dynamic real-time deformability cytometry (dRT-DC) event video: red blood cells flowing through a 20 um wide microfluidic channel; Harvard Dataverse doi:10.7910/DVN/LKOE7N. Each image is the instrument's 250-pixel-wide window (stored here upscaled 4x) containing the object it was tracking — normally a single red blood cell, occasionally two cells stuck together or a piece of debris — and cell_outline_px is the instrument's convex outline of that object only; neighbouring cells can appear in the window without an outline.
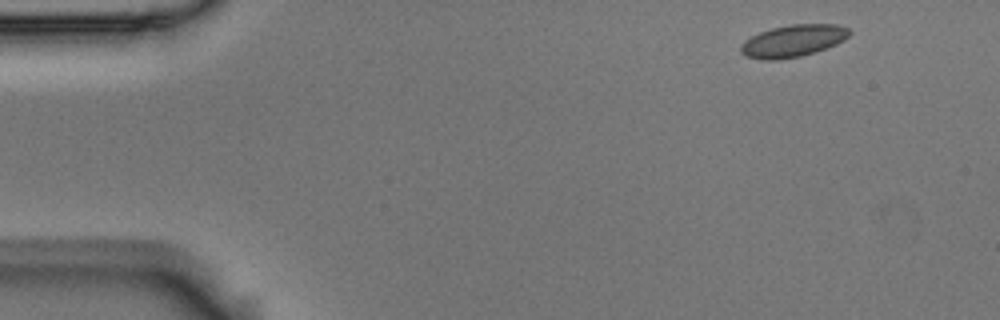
{"species": "Egyptian fruit bat (a non-hibernating species)", "species_latin": "Rousettus aegyptiacus", "temperature_condition": "room temperature", "stored_images_in_passage": 6, "segment_of_instrument_passage": [2, 2], "camera_frame_rate_fps": 3000, "um_per_image_px": 0.085, "animal": {"sex": "male"}, "frame": {"image": 1, "passage_image": 6, "time_ms": 1.667, "image_size_px": [1000, 320], "cell_outline_px": [[852, 32], [844, 40], [836, 44], [816, 52], [800, 56], [776, 60], [764, 60], [744, 56], [740, 52], [740, 44], [744, 40], [760, 32], [772, 28], [792, 24], [836, 24], [848, 28]], "centroid_in_image_um": [67.39, 3.48], "position_along_channel_um": 17.6, "area_um2": 20.4}}